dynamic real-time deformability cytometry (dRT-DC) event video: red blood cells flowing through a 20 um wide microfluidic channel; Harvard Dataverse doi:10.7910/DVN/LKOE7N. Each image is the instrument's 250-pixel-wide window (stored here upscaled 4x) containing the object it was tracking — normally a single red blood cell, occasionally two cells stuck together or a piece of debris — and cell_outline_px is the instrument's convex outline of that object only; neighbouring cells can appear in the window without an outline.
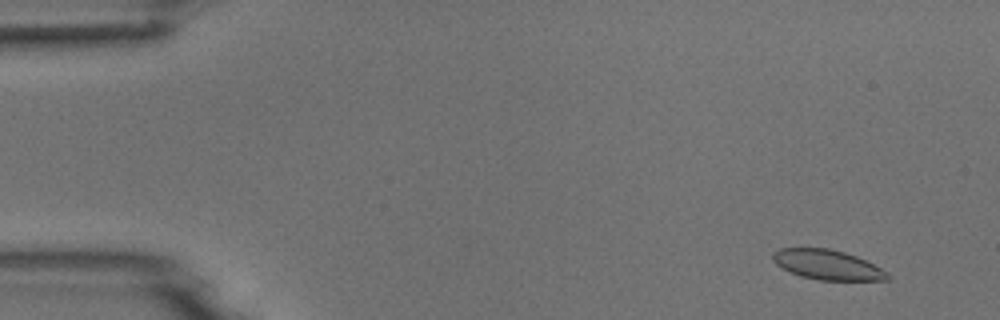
{"species": "common noctule bat (a hibernating species)", "species_latin": "Nyctalus noctula", "temperature_condition": "room temperature", "stored_images_in_passage": 5, "camera_frame_rate_fps": 3000, "um_per_image_px": 0.085, "animal": {"sex": "male", "body_mass_g": 18.8}, "frame": {"image": 1, "passage_image": 2, "time_ms": 1.0, "image_size_px": [1000, 320], "cell_outline_px": [[888, 280], [820, 280], [800, 276], [776, 264], [772, 260], [772, 252], [780, 248], [828, 248], [844, 252], [856, 256], [888, 272]], "centroid_in_image_um": [70.3, 22.5], "position_along_channel_um": 14.7, "area_um2": 19.71}}
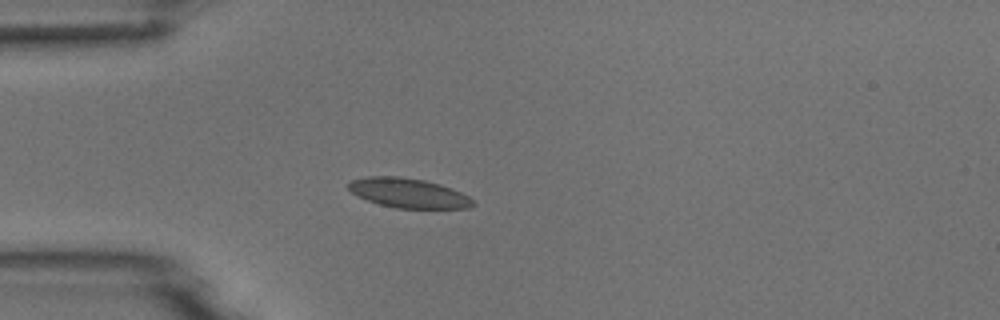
{"frame": {"image": 2, "passage_image": 5, "time_ms": 4.667, "image_size_px": [1000, 320], "cell_outline_px": [[476, 204], [468, 208], [396, 208], [380, 204], [356, 196], [348, 188], [348, 184], [352, 180], [368, 176], [400, 176], [424, 180], [440, 184], [452, 188], [476, 200]], "centroid_in_image_um": [34.74, 16.4], "position_along_channel_um": 50.3, "area_um2": 21.5}}